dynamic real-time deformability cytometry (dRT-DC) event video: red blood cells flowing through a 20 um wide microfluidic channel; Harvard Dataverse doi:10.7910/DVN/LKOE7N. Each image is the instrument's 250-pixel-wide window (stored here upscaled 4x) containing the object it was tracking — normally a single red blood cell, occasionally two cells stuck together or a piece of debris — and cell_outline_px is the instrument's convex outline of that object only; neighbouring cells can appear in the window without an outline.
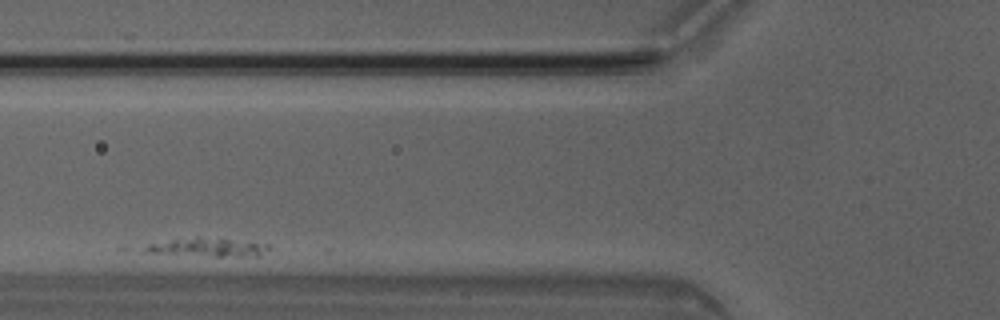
{"species": "Egyptian fruit bat (a non-hibernating species)", "species_latin": "Rousettus aegyptiacus", "temperature_condition": "room temperature", "stored_images_in_passage": 3, "camera_frame_rate_fps": 3000, "um_per_image_px": 0.085, "animal": {"sex": "male"}, "frame": {"image": 1, "passage_image": 2, "time_ms": 0.333, "image_size_px": [1000, 320], "cell_outline_px": [[272, 248], [256, 256], [216, 256], [144, 252], [140, 248], [148, 244], [196, 236], [200, 236], [268, 244]], "centroid_in_image_um": [17.65, 21.01], "position_along_channel_um": 108.2, "area_um2": 13.18}}